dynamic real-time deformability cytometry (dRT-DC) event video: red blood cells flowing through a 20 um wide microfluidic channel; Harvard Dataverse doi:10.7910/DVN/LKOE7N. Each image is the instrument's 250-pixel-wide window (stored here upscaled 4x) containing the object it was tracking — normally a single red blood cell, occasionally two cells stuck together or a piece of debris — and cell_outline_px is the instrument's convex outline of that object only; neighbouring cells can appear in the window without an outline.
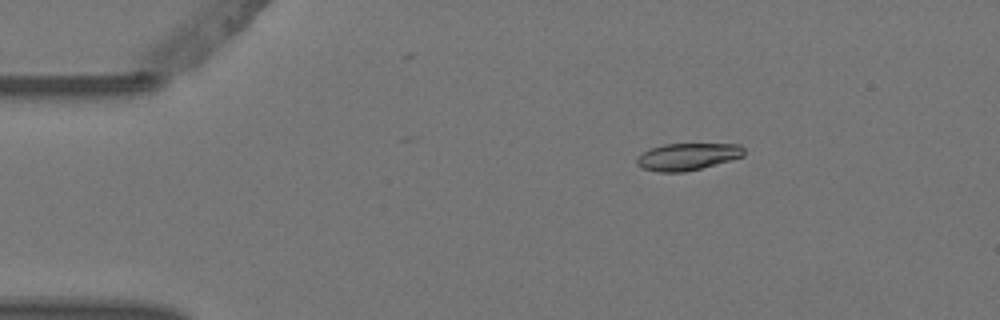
{"species": "Egyptian fruit bat (a non-hibernating species)", "species_latin": "Rousettus aegyptiacus", "temperature_condition": "warm", "stored_images_in_passage": 5, "camera_frame_rate_fps": 3000, "um_per_image_px": 0.085, "animal": {"sex": "female"}, "frame": {"image": 1, "passage_image": 2, "time_ms": 0.333, "image_size_px": [1000, 320], "cell_outline_px": [[744, 156], [732, 160], [684, 172], [660, 172], [644, 168], [636, 164], [636, 160], [644, 152], [652, 148], [664, 144], [740, 144], [744, 148]], "centroid_in_image_um": [58.48, 13.31], "position_along_channel_um": 26.5, "area_um2": 16.7}}